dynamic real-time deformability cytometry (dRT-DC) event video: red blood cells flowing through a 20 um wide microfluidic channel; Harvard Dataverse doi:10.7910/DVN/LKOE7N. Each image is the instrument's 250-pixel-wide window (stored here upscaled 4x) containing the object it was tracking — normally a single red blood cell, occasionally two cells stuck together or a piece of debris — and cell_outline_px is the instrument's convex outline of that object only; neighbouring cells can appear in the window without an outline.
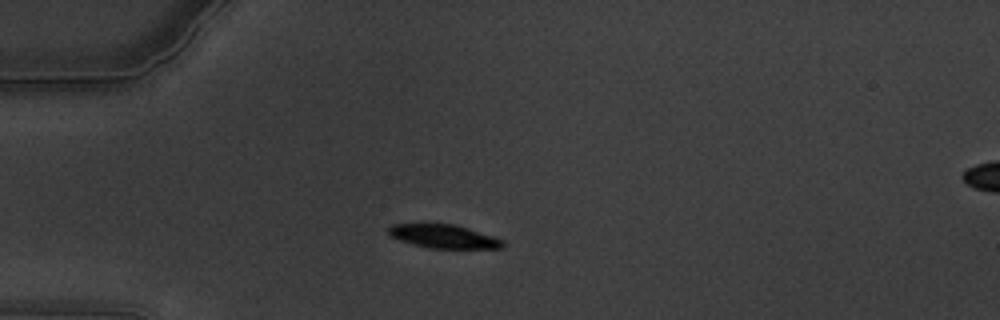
{"species": "common noctule bat (a hibernating species)", "species_latin": "Nyctalus noctula", "temperature_condition": "warm", "stored_images_in_passage": 59, "camera_frame_rate_fps": 3000, "um_per_image_px": 0.085, "animal": {"sex": "male", "body_mass_g": 19.5, "forearm_length_mm": 54.6}, "frame": {"image": 1, "passage_image": 15, "time_ms": 4.667, "image_size_px": [1000, 320], "cell_outline_px": [[500, 244], [496, 248], [440, 248], [420, 244], [396, 236], [392, 232], [392, 228], [400, 224], [448, 224], [464, 228], [500, 240]], "centroid_in_image_um": [37.78, 20.08], "position_along_channel_um": 47.2, "area_um2": 13.64}}
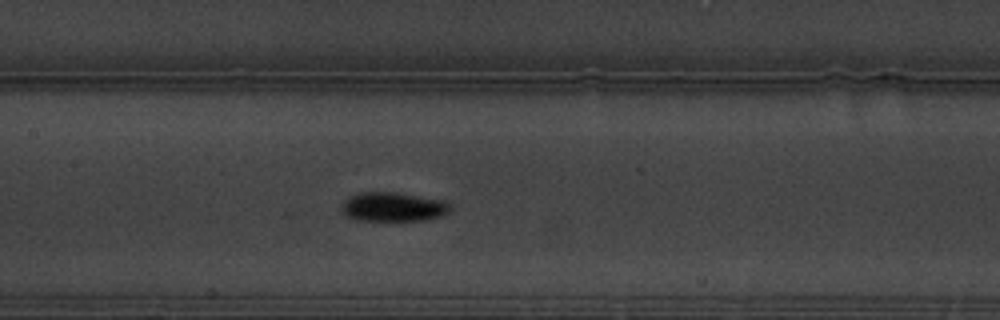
{"frame": {"image": 2, "passage_image": 28, "time_ms": 9.0, "image_size_px": [1000, 320], "cell_outline_px": [[444, 208], [440, 212], [432, 216], [404, 220], [380, 220], [356, 216], [348, 212], [348, 204], [356, 196], [404, 196], [424, 200], [440, 204]], "centroid_in_image_um": [33.37, 17.66], "position_along_channel_um": 174.0, "area_um2": 13.41}}
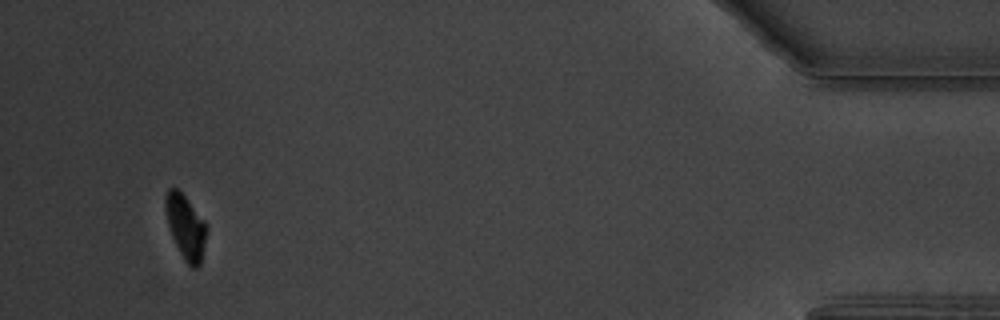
{"frame": {"image": 3, "passage_image": 56, "time_ms": 18.333, "image_size_px": [1000, 320], "cell_outline_px": [[204, 236], [200, 260], [196, 264], [192, 264], [184, 256], [172, 232], [168, 220], [168, 192], [172, 188], [176, 188], [180, 192], [204, 224]], "centroid_in_image_um": [15.77, 19.23], "position_along_channel_um": 419.4, "area_um2": 12.6}, "authors_computed_cell_mechanics": {"area_um2": 13.6408, "velocity_mm_per_s": 3.3732, "shape_relaxation_time_tau1_ms": 1.7181, "shape_relaxation_time_tau2_ms": 6.0016, "deformation_change_tau1": 0.1167, "deformation_change_tau2": 0.0667}}